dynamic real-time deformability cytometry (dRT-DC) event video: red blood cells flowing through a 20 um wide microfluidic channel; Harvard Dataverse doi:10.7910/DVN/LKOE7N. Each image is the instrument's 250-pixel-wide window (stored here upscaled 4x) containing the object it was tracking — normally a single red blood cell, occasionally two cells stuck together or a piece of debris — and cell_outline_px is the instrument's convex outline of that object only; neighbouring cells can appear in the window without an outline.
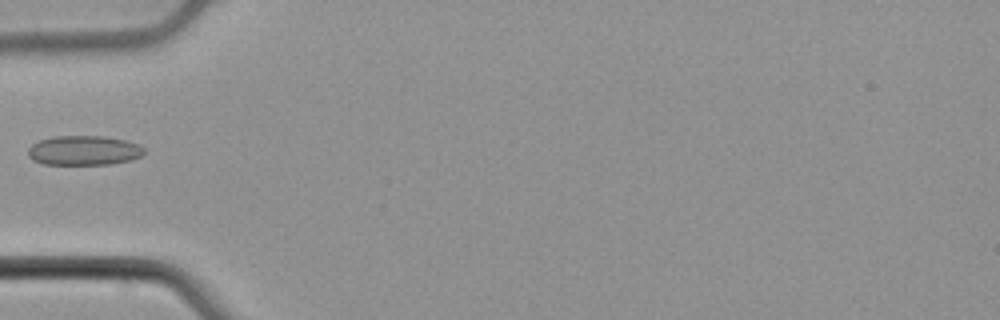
{"species": "common noctule bat (a hibernating species)", "species_latin": "Nyctalus noctula", "temperature_condition": "cold", "stored_images_in_passage": 4, "camera_frame_rate_fps": 3000, "um_per_image_px": 0.085, "animal": {"sex": "male", "body_mass_g": 21.5, "forearm_length_mm": 52.0}, "frame": {"image": 1, "passage_image": 4, "time_ms": 1.0, "image_size_px": [1000, 320], "cell_outline_px": [[144, 152], [140, 156], [132, 160], [108, 164], [44, 164], [32, 160], [28, 156], [28, 148], [32, 144], [40, 140], [52, 136], [104, 136], [124, 140], [136, 144], [144, 148]], "centroid_in_image_um": [7.09, 12.78], "position_along_channel_um": 77.9, "area_um2": 19.94}}